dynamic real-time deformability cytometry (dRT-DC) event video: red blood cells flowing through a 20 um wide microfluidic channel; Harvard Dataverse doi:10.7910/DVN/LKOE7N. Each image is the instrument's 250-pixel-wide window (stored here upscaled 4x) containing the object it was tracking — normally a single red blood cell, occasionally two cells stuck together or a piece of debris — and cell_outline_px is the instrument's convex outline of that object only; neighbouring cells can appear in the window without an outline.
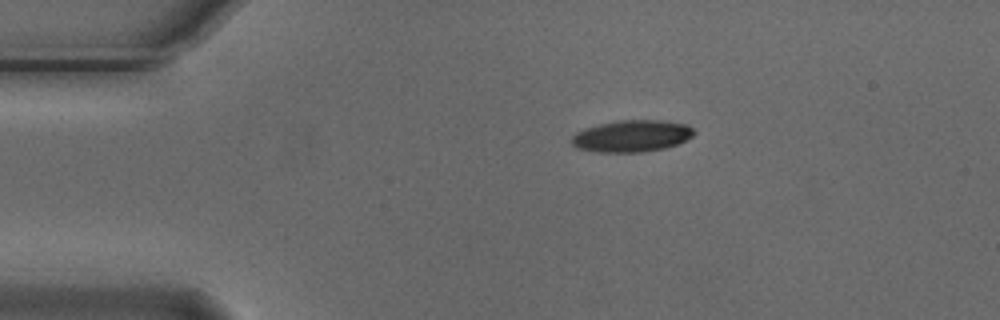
{"species": "Egyptian fruit bat (a non-hibernating species)", "species_latin": "Rousettus aegyptiacus", "temperature_condition": "cold", "stored_images_in_passage": 5, "camera_frame_rate_fps": 3000, "um_per_image_px": 0.085, "animal": {"sex": "male"}, "frame": {"image": 1, "passage_image": 1, "time_ms": 0.0, "image_size_px": [1000, 320], "cell_outline_px": [[696, 132], [692, 136], [676, 144], [664, 148], [644, 152], [596, 152], [576, 148], [572, 144], [572, 136], [576, 132], [584, 128], [616, 120], [660, 120], [688, 124]], "centroid_in_image_um": [53.68, 11.56], "position_along_channel_um": 31.3, "area_um2": 22.72}}
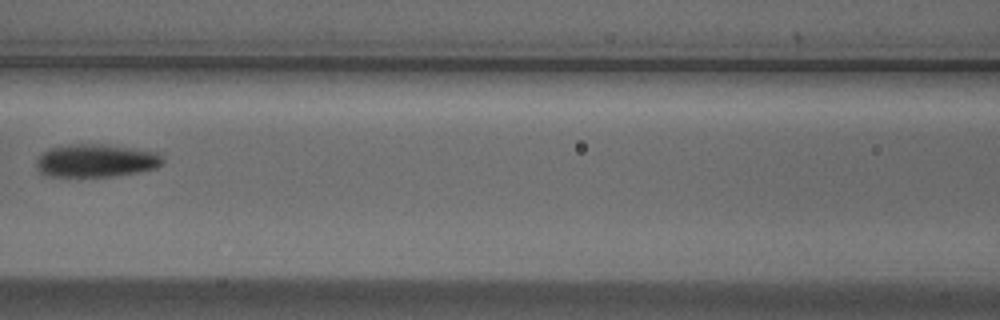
{"frame": {"image": 2, "passage_image": 4, "time_ms": 1.0, "image_size_px": [1000, 320], "cell_outline_px": [[164, 164], [156, 168], [140, 172], [116, 176], [44, 176], [36, 168], [36, 160], [40, 152], [48, 148], [68, 144], [104, 144], [160, 152], [164, 156]], "centroid_in_image_um": [8.17, 13.65], "position_along_channel_um": 158.4, "area_um2": 24.85}}
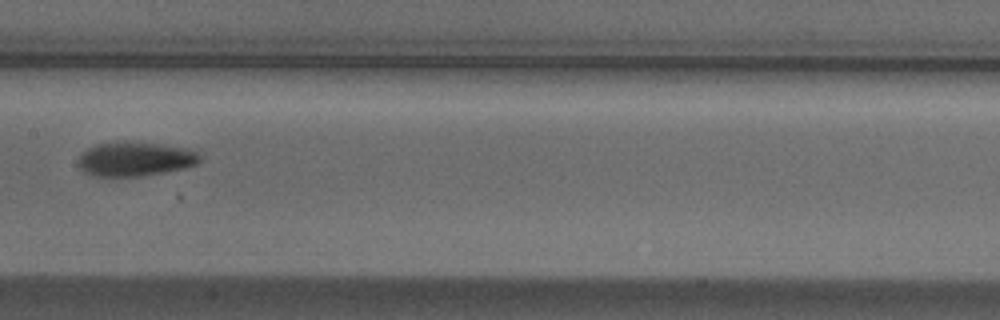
{"frame": {"image": 3, "passage_image": 5, "time_ms": 1.333, "image_size_px": [1000, 320], "cell_outline_px": [[200, 160], [196, 164], [184, 168], [164, 172], [140, 176], [96, 176], [84, 172], [80, 168], [80, 156], [88, 148], [96, 144], [124, 140], [200, 148]], "centroid_in_image_um": [11.59, 13.48], "position_along_channel_um": 195.8, "area_um2": 24.74}}